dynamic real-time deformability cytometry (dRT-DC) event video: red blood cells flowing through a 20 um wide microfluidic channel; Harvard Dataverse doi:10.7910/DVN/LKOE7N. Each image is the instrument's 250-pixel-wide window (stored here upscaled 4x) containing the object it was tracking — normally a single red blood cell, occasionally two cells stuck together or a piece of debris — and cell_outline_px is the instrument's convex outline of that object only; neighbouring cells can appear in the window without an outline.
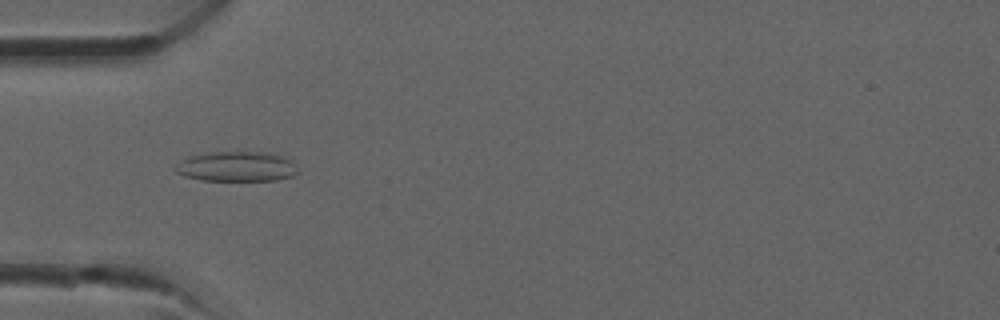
{"species": "common noctule bat (a hibernating species)", "species_latin": "Nyctalus noctula", "temperature_condition": "room temperature", "stored_images_in_passage": 35, "camera_frame_rate_fps": 3000, "um_per_image_px": 0.085, "animal": {"sex": "male", "forearm_length_mm": 52.5}, "frame": {"image": 1, "passage_image": 11, "time_ms": 3.333, "image_size_px": [1000, 320], "cell_outline_px": [[296, 172], [292, 176], [276, 180], [200, 180], [184, 176], [176, 172], [176, 164], [180, 160], [192, 156], [212, 152], [260, 152], [284, 156], [292, 160]], "centroid_in_image_um": [20.09, 14.16], "position_along_channel_um": 64.9, "area_um2": 21.1}}
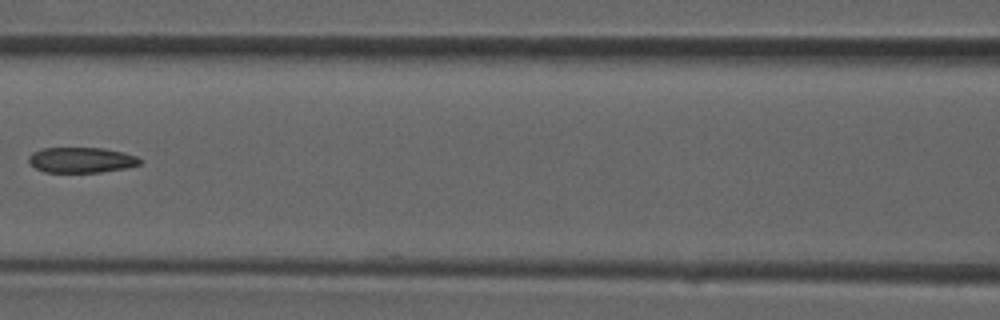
{"frame": {"image": 2, "passage_image": 16, "time_ms": 5.0, "image_size_px": [1000, 320], "cell_outline_px": [[140, 164], [124, 168], [100, 172], [44, 172], [36, 168], [28, 160], [28, 156], [32, 152], [44, 148], [104, 148], [124, 152], [136, 156], [140, 160]], "centroid_in_image_um": [6.89, 13.59], "position_along_channel_um": 159.7, "area_um2": 16.36}}
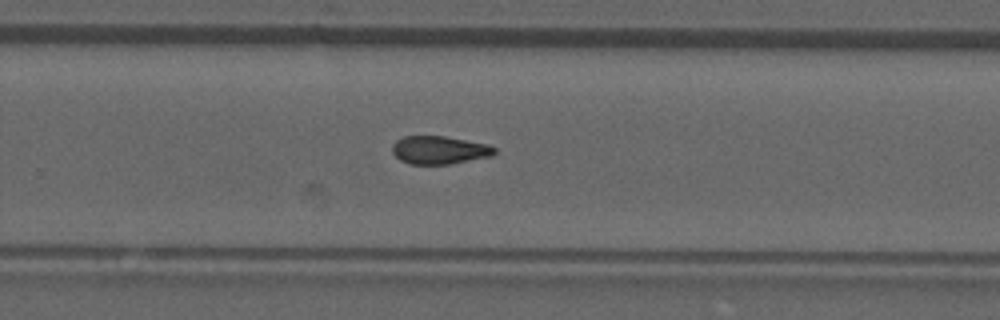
{"frame": {"image": 3, "passage_image": 23, "time_ms": 7.333, "image_size_px": [1000, 320], "cell_outline_px": [[496, 152], [492, 156], [448, 164], [408, 164], [400, 160], [392, 152], [392, 144], [396, 140], [404, 136], [444, 136], [488, 144], [496, 148]], "centroid_in_image_um": [37.33, 12.75], "position_along_channel_um": 292.5, "area_um2": 16.76}}